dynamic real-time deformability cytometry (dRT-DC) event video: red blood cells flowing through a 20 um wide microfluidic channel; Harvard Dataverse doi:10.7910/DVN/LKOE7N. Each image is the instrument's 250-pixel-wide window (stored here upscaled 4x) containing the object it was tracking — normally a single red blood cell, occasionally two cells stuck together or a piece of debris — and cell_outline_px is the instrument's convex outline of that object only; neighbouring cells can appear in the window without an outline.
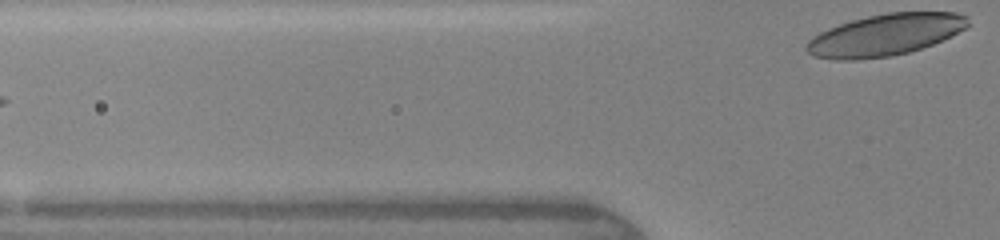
{"species": "human", "species_latin": "Homo sapiens", "temperature_condition": "warm", "stored_images_in_passage": 6, "segment_of_instrument_passage": [3, 3], "camera_frame_rate_fps": 3000, "um_per_image_px": 0.085, "donor": {"sex": "female"}, "frame": {"image": 1, "passage_image": 6, "time_ms": 5.667, "image_size_px": [1000, 240], "cell_outline_px": [[968, 24], [964, 28], [932, 44], [908, 52], [892, 56], [856, 60], [840, 60], [812, 56], [804, 48], [808, 40], [812, 36], [828, 28], [852, 20], [868, 16], [888, 12], [956, 12], [968, 16]], "centroid_in_image_um": [75.18, 2.97], "position_along_channel_um": 50.6, "area_um2": 38.96}}